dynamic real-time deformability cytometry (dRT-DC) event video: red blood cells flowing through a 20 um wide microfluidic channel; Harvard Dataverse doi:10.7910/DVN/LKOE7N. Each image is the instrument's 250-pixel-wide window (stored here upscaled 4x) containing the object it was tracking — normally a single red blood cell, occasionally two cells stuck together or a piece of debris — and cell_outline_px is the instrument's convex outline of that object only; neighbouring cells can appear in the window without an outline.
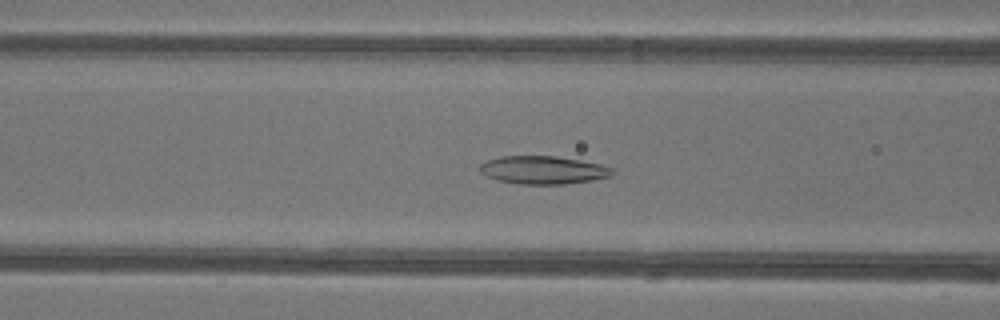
{"species": "common noctule bat (a hibernating species)", "species_latin": "Nyctalus noctula", "temperature_condition": "warm", "stored_images_in_passage": 44, "camera_frame_rate_fps": 3000, "um_per_image_px": 0.085, "animal": {"sex": "female"}, "frame": {"image": 1, "passage_image": 16, "time_ms": 5.0, "image_size_px": [1000, 320], "cell_outline_px": [[616, 172], [612, 176], [592, 180], [564, 184], [516, 184], [496, 180], [480, 172], [480, 164], [488, 160], [500, 156], [556, 156], [580, 160], [600, 164], [612, 168]], "centroid_in_image_um": [46.18, 14.45], "position_along_channel_um": 120.4, "area_um2": 21.73}}
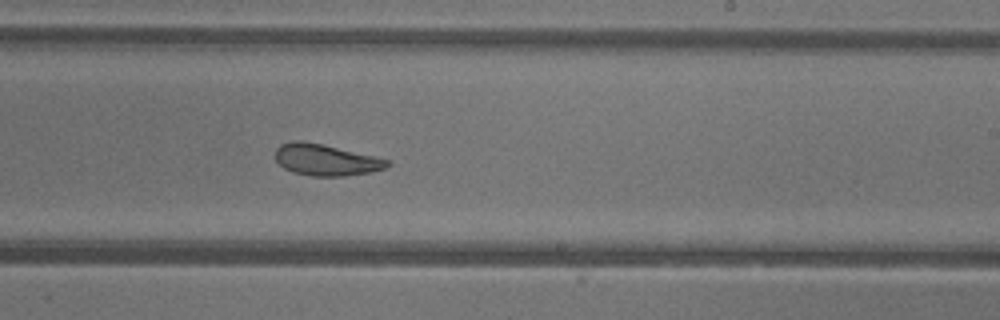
{"frame": {"image": 2, "passage_image": 26, "time_ms": 8.333, "image_size_px": [1000, 320], "cell_outline_px": [[392, 164], [384, 168], [372, 172], [344, 176], [312, 176], [292, 172], [284, 168], [276, 160], [276, 148], [280, 144], [292, 140], [300, 140], [320, 144], [376, 156], [388, 160]], "centroid_in_image_um": [27.69, 13.59], "position_along_channel_um": 261.3, "area_um2": 20.46}}
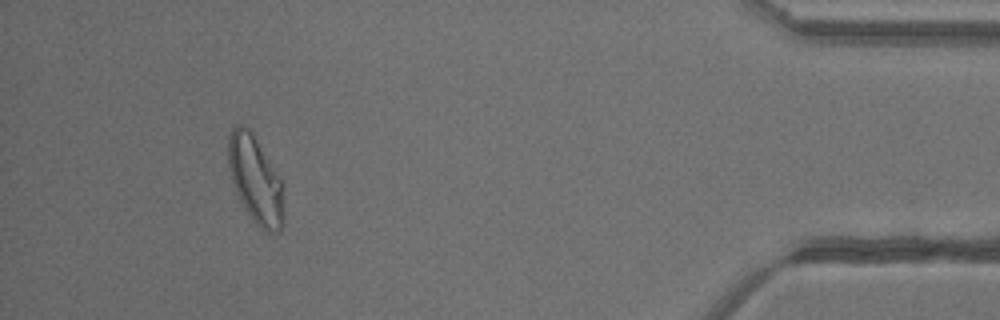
{"frame": {"image": 3, "passage_image": 41, "time_ms": 13.333, "image_size_px": [1000, 320], "cell_outline_px": [[284, 224], [280, 232], [268, 232], [256, 224], [244, 208], [236, 192], [232, 180], [228, 164], [228, 136], [232, 128], [236, 124], [240, 124], [248, 128], [252, 132], [280, 180], [284, 216]], "centroid_in_image_um": [21.69, 15.29], "position_along_channel_um": 413.5, "area_um2": 27.74}, "authors_computed_cell_mechanics": {"area_um2": 24.1026, "velocity_mm_per_s": 4.2241, "shape_relaxation_time_tau1_ms": 9.3155, "shape_relaxation_time_tau2_ms": 2.7816, "deformation_change_tau1": 0.2264, "deformation_change_tau2": 0.1005}}